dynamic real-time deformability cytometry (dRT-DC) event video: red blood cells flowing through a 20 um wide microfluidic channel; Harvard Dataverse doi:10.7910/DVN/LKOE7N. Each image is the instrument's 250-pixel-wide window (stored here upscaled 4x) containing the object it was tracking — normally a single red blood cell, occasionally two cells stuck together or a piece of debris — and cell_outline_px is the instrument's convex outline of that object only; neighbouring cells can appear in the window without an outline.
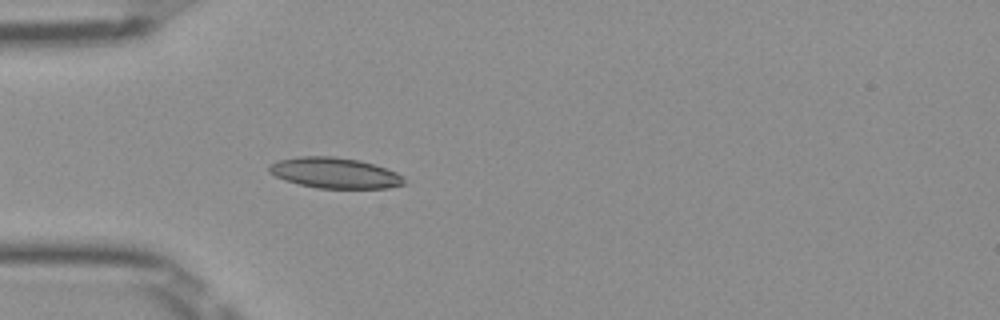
{"species": "Egyptian fruit bat (a non-hibernating species)", "species_latin": "Rousettus aegyptiacus", "temperature_condition": "room temperature", "stored_images_in_passage": 35, "camera_frame_rate_fps": 3000, "um_per_image_px": 0.085, "frame": {"image": 1, "passage_image": 5, "time_ms": 1.333, "image_size_px": [1000, 320], "cell_outline_px": [[408, 184], [388, 188], [316, 188], [284, 180], [268, 172], [268, 164], [280, 160], [300, 156], [332, 156], [360, 160], [396, 172], [404, 176]], "centroid_in_image_um": [28.47, 14.7], "position_along_channel_um": 56.5, "area_um2": 24.22}}
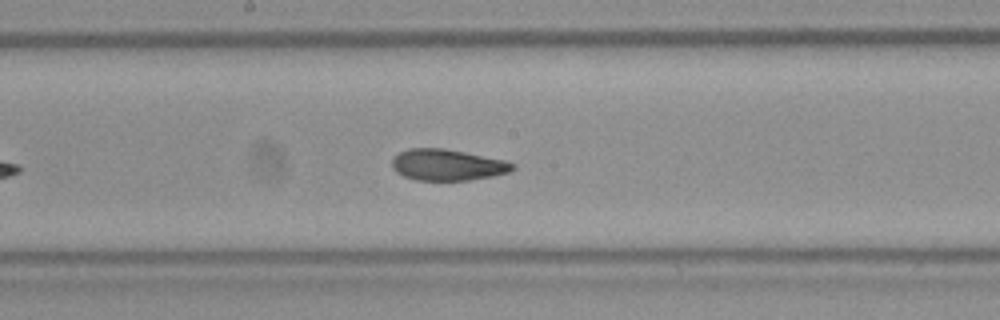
{"frame": {"image": 2, "passage_image": 17, "time_ms": 5.333, "image_size_px": [1000, 320], "cell_outline_px": [[516, 168], [508, 172], [492, 176], [468, 180], [416, 180], [404, 176], [396, 172], [392, 168], [392, 160], [400, 152], [408, 148], [444, 148], [504, 160], [516, 164]], "centroid_in_image_um": [38.02, 14.01], "position_along_channel_um": 210.2, "area_um2": 21.85}}
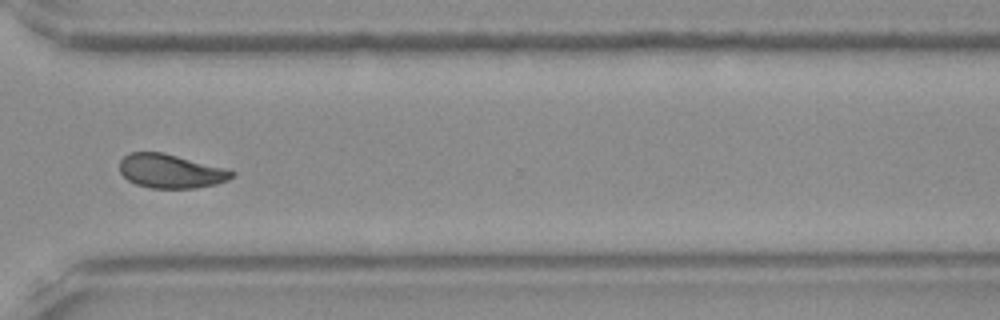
{"frame": {"image": 3, "passage_image": 28, "time_ms": 9.0, "image_size_px": [1000, 320], "cell_outline_px": [[236, 176], [228, 180], [216, 184], [196, 188], [152, 188], [136, 184], [128, 180], [120, 172], [120, 160], [128, 152], [164, 152], [224, 168], [236, 172]], "centroid_in_image_um": [14.52, 14.54], "position_along_channel_um": 356.1, "area_um2": 22.25}, "authors_computed_cell_mechanics": {"area_um2": 22.3686, "velocity_mm_per_s": 3.9881, "shape_relaxation_time_tau1_ms": 4.9876, "shape_relaxation_time_tau2_ms": 1.414, "deformation_change_tau1": 0.1422, "deformation_change_tau2": 0.0762}}